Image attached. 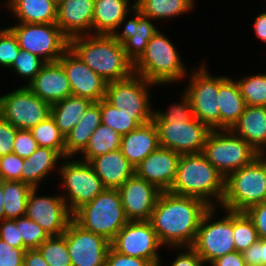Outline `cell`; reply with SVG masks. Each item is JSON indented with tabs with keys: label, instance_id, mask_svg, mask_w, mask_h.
I'll list each match as a JSON object with an SVG mask.
<instances>
[{
	"label": "cell",
	"instance_id": "37",
	"mask_svg": "<svg viewBox=\"0 0 266 266\" xmlns=\"http://www.w3.org/2000/svg\"><path fill=\"white\" fill-rule=\"evenodd\" d=\"M30 131L39 147L54 149L62 158H65V137L60 133L51 115L38 125L32 127Z\"/></svg>",
	"mask_w": 266,
	"mask_h": 266
},
{
	"label": "cell",
	"instance_id": "57",
	"mask_svg": "<svg viewBox=\"0 0 266 266\" xmlns=\"http://www.w3.org/2000/svg\"><path fill=\"white\" fill-rule=\"evenodd\" d=\"M4 197H3V180H0V223L5 219V212L3 209L4 205Z\"/></svg>",
	"mask_w": 266,
	"mask_h": 266
},
{
	"label": "cell",
	"instance_id": "38",
	"mask_svg": "<svg viewBox=\"0 0 266 266\" xmlns=\"http://www.w3.org/2000/svg\"><path fill=\"white\" fill-rule=\"evenodd\" d=\"M233 236L236 251L241 253L260 239L252 219L246 212L233 211Z\"/></svg>",
	"mask_w": 266,
	"mask_h": 266
},
{
	"label": "cell",
	"instance_id": "7",
	"mask_svg": "<svg viewBox=\"0 0 266 266\" xmlns=\"http://www.w3.org/2000/svg\"><path fill=\"white\" fill-rule=\"evenodd\" d=\"M202 154L224 178L250 164L260 155L230 129L212 130L206 139Z\"/></svg>",
	"mask_w": 266,
	"mask_h": 266
},
{
	"label": "cell",
	"instance_id": "8",
	"mask_svg": "<svg viewBox=\"0 0 266 266\" xmlns=\"http://www.w3.org/2000/svg\"><path fill=\"white\" fill-rule=\"evenodd\" d=\"M10 29L17 37L20 49L43 58L46 63L58 62L69 49V38L56 23H21Z\"/></svg>",
	"mask_w": 266,
	"mask_h": 266
},
{
	"label": "cell",
	"instance_id": "23",
	"mask_svg": "<svg viewBox=\"0 0 266 266\" xmlns=\"http://www.w3.org/2000/svg\"><path fill=\"white\" fill-rule=\"evenodd\" d=\"M95 0H59L57 3V21L61 31L70 39L88 35L92 29ZM87 30V31H86Z\"/></svg>",
	"mask_w": 266,
	"mask_h": 266
},
{
	"label": "cell",
	"instance_id": "6",
	"mask_svg": "<svg viewBox=\"0 0 266 266\" xmlns=\"http://www.w3.org/2000/svg\"><path fill=\"white\" fill-rule=\"evenodd\" d=\"M185 70L174 45L159 30L148 41L145 52L133 65V73L155 85L175 82L186 74Z\"/></svg>",
	"mask_w": 266,
	"mask_h": 266
},
{
	"label": "cell",
	"instance_id": "12",
	"mask_svg": "<svg viewBox=\"0 0 266 266\" xmlns=\"http://www.w3.org/2000/svg\"><path fill=\"white\" fill-rule=\"evenodd\" d=\"M186 91L193 109V115L211 130L220 129V110L217 94L219 77H213L203 65L193 72Z\"/></svg>",
	"mask_w": 266,
	"mask_h": 266
},
{
	"label": "cell",
	"instance_id": "29",
	"mask_svg": "<svg viewBox=\"0 0 266 266\" xmlns=\"http://www.w3.org/2000/svg\"><path fill=\"white\" fill-rule=\"evenodd\" d=\"M130 0H95L92 20L94 34L111 35L125 21Z\"/></svg>",
	"mask_w": 266,
	"mask_h": 266
},
{
	"label": "cell",
	"instance_id": "30",
	"mask_svg": "<svg viewBox=\"0 0 266 266\" xmlns=\"http://www.w3.org/2000/svg\"><path fill=\"white\" fill-rule=\"evenodd\" d=\"M61 155L54 149L39 147L28 157L24 158L21 169V182L32 188H37L47 174L55 168Z\"/></svg>",
	"mask_w": 266,
	"mask_h": 266
},
{
	"label": "cell",
	"instance_id": "31",
	"mask_svg": "<svg viewBox=\"0 0 266 266\" xmlns=\"http://www.w3.org/2000/svg\"><path fill=\"white\" fill-rule=\"evenodd\" d=\"M8 7L19 23H56L57 3L52 0H8Z\"/></svg>",
	"mask_w": 266,
	"mask_h": 266
},
{
	"label": "cell",
	"instance_id": "35",
	"mask_svg": "<svg viewBox=\"0 0 266 266\" xmlns=\"http://www.w3.org/2000/svg\"><path fill=\"white\" fill-rule=\"evenodd\" d=\"M32 187L21 181L3 180L5 219H17L25 216L27 198Z\"/></svg>",
	"mask_w": 266,
	"mask_h": 266
},
{
	"label": "cell",
	"instance_id": "41",
	"mask_svg": "<svg viewBox=\"0 0 266 266\" xmlns=\"http://www.w3.org/2000/svg\"><path fill=\"white\" fill-rule=\"evenodd\" d=\"M14 220L25 250L37 249L49 237L36 222L26 216Z\"/></svg>",
	"mask_w": 266,
	"mask_h": 266
},
{
	"label": "cell",
	"instance_id": "52",
	"mask_svg": "<svg viewBox=\"0 0 266 266\" xmlns=\"http://www.w3.org/2000/svg\"><path fill=\"white\" fill-rule=\"evenodd\" d=\"M252 219L260 239H266V201L250 207L246 211Z\"/></svg>",
	"mask_w": 266,
	"mask_h": 266
},
{
	"label": "cell",
	"instance_id": "50",
	"mask_svg": "<svg viewBox=\"0 0 266 266\" xmlns=\"http://www.w3.org/2000/svg\"><path fill=\"white\" fill-rule=\"evenodd\" d=\"M105 266H155L151 261L130 257L118 253L112 247L109 248Z\"/></svg>",
	"mask_w": 266,
	"mask_h": 266
},
{
	"label": "cell",
	"instance_id": "20",
	"mask_svg": "<svg viewBox=\"0 0 266 266\" xmlns=\"http://www.w3.org/2000/svg\"><path fill=\"white\" fill-rule=\"evenodd\" d=\"M180 154L159 146L134 168L135 175L155 185L160 191H169L176 177Z\"/></svg>",
	"mask_w": 266,
	"mask_h": 266
},
{
	"label": "cell",
	"instance_id": "54",
	"mask_svg": "<svg viewBox=\"0 0 266 266\" xmlns=\"http://www.w3.org/2000/svg\"><path fill=\"white\" fill-rule=\"evenodd\" d=\"M212 266H246L241 252L228 253L211 263Z\"/></svg>",
	"mask_w": 266,
	"mask_h": 266
},
{
	"label": "cell",
	"instance_id": "51",
	"mask_svg": "<svg viewBox=\"0 0 266 266\" xmlns=\"http://www.w3.org/2000/svg\"><path fill=\"white\" fill-rule=\"evenodd\" d=\"M0 239L14 248L24 249L23 240H20V232L16 227L15 220L4 219L0 223Z\"/></svg>",
	"mask_w": 266,
	"mask_h": 266
},
{
	"label": "cell",
	"instance_id": "44",
	"mask_svg": "<svg viewBox=\"0 0 266 266\" xmlns=\"http://www.w3.org/2000/svg\"><path fill=\"white\" fill-rule=\"evenodd\" d=\"M180 104H174L168 112H153V120H182L191 121L194 118L193 109L188 99V95L184 92Z\"/></svg>",
	"mask_w": 266,
	"mask_h": 266
},
{
	"label": "cell",
	"instance_id": "15",
	"mask_svg": "<svg viewBox=\"0 0 266 266\" xmlns=\"http://www.w3.org/2000/svg\"><path fill=\"white\" fill-rule=\"evenodd\" d=\"M161 246L150 221H129L111 241L118 253L151 261L155 266H160L157 250Z\"/></svg>",
	"mask_w": 266,
	"mask_h": 266
},
{
	"label": "cell",
	"instance_id": "33",
	"mask_svg": "<svg viewBox=\"0 0 266 266\" xmlns=\"http://www.w3.org/2000/svg\"><path fill=\"white\" fill-rule=\"evenodd\" d=\"M194 0H136L134 5L143 16L167 19L192 10ZM154 18V19H153Z\"/></svg>",
	"mask_w": 266,
	"mask_h": 266
},
{
	"label": "cell",
	"instance_id": "45",
	"mask_svg": "<svg viewBox=\"0 0 266 266\" xmlns=\"http://www.w3.org/2000/svg\"><path fill=\"white\" fill-rule=\"evenodd\" d=\"M24 158L11 153L0 157V180L21 181Z\"/></svg>",
	"mask_w": 266,
	"mask_h": 266
},
{
	"label": "cell",
	"instance_id": "39",
	"mask_svg": "<svg viewBox=\"0 0 266 266\" xmlns=\"http://www.w3.org/2000/svg\"><path fill=\"white\" fill-rule=\"evenodd\" d=\"M37 249L49 266H72L63 235L48 237Z\"/></svg>",
	"mask_w": 266,
	"mask_h": 266
},
{
	"label": "cell",
	"instance_id": "43",
	"mask_svg": "<svg viewBox=\"0 0 266 266\" xmlns=\"http://www.w3.org/2000/svg\"><path fill=\"white\" fill-rule=\"evenodd\" d=\"M20 52L17 37L8 27L0 30V64L11 67Z\"/></svg>",
	"mask_w": 266,
	"mask_h": 266
},
{
	"label": "cell",
	"instance_id": "40",
	"mask_svg": "<svg viewBox=\"0 0 266 266\" xmlns=\"http://www.w3.org/2000/svg\"><path fill=\"white\" fill-rule=\"evenodd\" d=\"M237 83L246 105L266 106V74L241 78Z\"/></svg>",
	"mask_w": 266,
	"mask_h": 266
},
{
	"label": "cell",
	"instance_id": "3",
	"mask_svg": "<svg viewBox=\"0 0 266 266\" xmlns=\"http://www.w3.org/2000/svg\"><path fill=\"white\" fill-rule=\"evenodd\" d=\"M224 190V176L202 153L180 156L176 177L169 190L171 193L195 197L210 207H215L210 199L215 198L216 202L221 203Z\"/></svg>",
	"mask_w": 266,
	"mask_h": 266
},
{
	"label": "cell",
	"instance_id": "58",
	"mask_svg": "<svg viewBox=\"0 0 266 266\" xmlns=\"http://www.w3.org/2000/svg\"><path fill=\"white\" fill-rule=\"evenodd\" d=\"M260 155H261L262 157H265L264 159H265V161H266V155H265V152H262Z\"/></svg>",
	"mask_w": 266,
	"mask_h": 266
},
{
	"label": "cell",
	"instance_id": "49",
	"mask_svg": "<svg viewBox=\"0 0 266 266\" xmlns=\"http://www.w3.org/2000/svg\"><path fill=\"white\" fill-rule=\"evenodd\" d=\"M17 130L0 115V157L13 153Z\"/></svg>",
	"mask_w": 266,
	"mask_h": 266
},
{
	"label": "cell",
	"instance_id": "9",
	"mask_svg": "<svg viewBox=\"0 0 266 266\" xmlns=\"http://www.w3.org/2000/svg\"><path fill=\"white\" fill-rule=\"evenodd\" d=\"M215 207H210L203 215L197 235L191 246L201 257L203 263L214 260L236 251L233 236V211L224 218L210 223Z\"/></svg>",
	"mask_w": 266,
	"mask_h": 266
},
{
	"label": "cell",
	"instance_id": "46",
	"mask_svg": "<svg viewBox=\"0 0 266 266\" xmlns=\"http://www.w3.org/2000/svg\"><path fill=\"white\" fill-rule=\"evenodd\" d=\"M37 148V141L33 138L30 130H17L13 146L14 154H17L21 158H28Z\"/></svg>",
	"mask_w": 266,
	"mask_h": 266
},
{
	"label": "cell",
	"instance_id": "10",
	"mask_svg": "<svg viewBox=\"0 0 266 266\" xmlns=\"http://www.w3.org/2000/svg\"><path fill=\"white\" fill-rule=\"evenodd\" d=\"M0 115L15 128L30 130L51 115V104L24 86L0 96Z\"/></svg>",
	"mask_w": 266,
	"mask_h": 266
},
{
	"label": "cell",
	"instance_id": "27",
	"mask_svg": "<svg viewBox=\"0 0 266 266\" xmlns=\"http://www.w3.org/2000/svg\"><path fill=\"white\" fill-rule=\"evenodd\" d=\"M217 99L220 110V130L231 129L246 107L238 83L225 76L219 77Z\"/></svg>",
	"mask_w": 266,
	"mask_h": 266
},
{
	"label": "cell",
	"instance_id": "47",
	"mask_svg": "<svg viewBox=\"0 0 266 266\" xmlns=\"http://www.w3.org/2000/svg\"><path fill=\"white\" fill-rule=\"evenodd\" d=\"M246 266H266V239H259L242 252Z\"/></svg>",
	"mask_w": 266,
	"mask_h": 266
},
{
	"label": "cell",
	"instance_id": "19",
	"mask_svg": "<svg viewBox=\"0 0 266 266\" xmlns=\"http://www.w3.org/2000/svg\"><path fill=\"white\" fill-rule=\"evenodd\" d=\"M122 206L129 221H149L162 191L135 174L119 188Z\"/></svg>",
	"mask_w": 266,
	"mask_h": 266
},
{
	"label": "cell",
	"instance_id": "53",
	"mask_svg": "<svg viewBox=\"0 0 266 266\" xmlns=\"http://www.w3.org/2000/svg\"><path fill=\"white\" fill-rule=\"evenodd\" d=\"M188 251L181 252L172 262L171 266H202L203 261L198 253L190 246L186 247Z\"/></svg>",
	"mask_w": 266,
	"mask_h": 266
},
{
	"label": "cell",
	"instance_id": "1",
	"mask_svg": "<svg viewBox=\"0 0 266 266\" xmlns=\"http://www.w3.org/2000/svg\"><path fill=\"white\" fill-rule=\"evenodd\" d=\"M209 208L201 199L163 191L149 221L161 245L182 249L193 245L200 221Z\"/></svg>",
	"mask_w": 266,
	"mask_h": 266
},
{
	"label": "cell",
	"instance_id": "25",
	"mask_svg": "<svg viewBox=\"0 0 266 266\" xmlns=\"http://www.w3.org/2000/svg\"><path fill=\"white\" fill-rule=\"evenodd\" d=\"M89 163L105 188L118 189L135 174L134 167L122 154L120 148L94 157Z\"/></svg>",
	"mask_w": 266,
	"mask_h": 266
},
{
	"label": "cell",
	"instance_id": "56",
	"mask_svg": "<svg viewBox=\"0 0 266 266\" xmlns=\"http://www.w3.org/2000/svg\"><path fill=\"white\" fill-rule=\"evenodd\" d=\"M254 26L257 38L266 42V12H263L256 17Z\"/></svg>",
	"mask_w": 266,
	"mask_h": 266
},
{
	"label": "cell",
	"instance_id": "34",
	"mask_svg": "<svg viewBox=\"0 0 266 266\" xmlns=\"http://www.w3.org/2000/svg\"><path fill=\"white\" fill-rule=\"evenodd\" d=\"M101 123L113 128L121 136L147 123L138 113H125L110 104L105 98L99 101Z\"/></svg>",
	"mask_w": 266,
	"mask_h": 266
},
{
	"label": "cell",
	"instance_id": "5",
	"mask_svg": "<svg viewBox=\"0 0 266 266\" xmlns=\"http://www.w3.org/2000/svg\"><path fill=\"white\" fill-rule=\"evenodd\" d=\"M72 219L82 228L112 241L129 222L118 189L105 188L91 202L78 208Z\"/></svg>",
	"mask_w": 266,
	"mask_h": 266
},
{
	"label": "cell",
	"instance_id": "2",
	"mask_svg": "<svg viewBox=\"0 0 266 266\" xmlns=\"http://www.w3.org/2000/svg\"><path fill=\"white\" fill-rule=\"evenodd\" d=\"M91 35V36H90ZM86 34L69 39V48L105 81H117L133 73V64L126 58L123 45L111 35Z\"/></svg>",
	"mask_w": 266,
	"mask_h": 266
},
{
	"label": "cell",
	"instance_id": "11",
	"mask_svg": "<svg viewBox=\"0 0 266 266\" xmlns=\"http://www.w3.org/2000/svg\"><path fill=\"white\" fill-rule=\"evenodd\" d=\"M162 147L180 155L202 153L206 139L212 131L197 118L191 121L153 120Z\"/></svg>",
	"mask_w": 266,
	"mask_h": 266
},
{
	"label": "cell",
	"instance_id": "36",
	"mask_svg": "<svg viewBox=\"0 0 266 266\" xmlns=\"http://www.w3.org/2000/svg\"><path fill=\"white\" fill-rule=\"evenodd\" d=\"M122 136L113 128L100 124L92 134L84 154V161L89 162L92 158L117 150L121 146Z\"/></svg>",
	"mask_w": 266,
	"mask_h": 266
},
{
	"label": "cell",
	"instance_id": "4",
	"mask_svg": "<svg viewBox=\"0 0 266 266\" xmlns=\"http://www.w3.org/2000/svg\"><path fill=\"white\" fill-rule=\"evenodd\" d=\"M266 201V161L261 155L225 178L221 205L225 210L246 212Z\"/></svg>",
	"mask_w": 266,
	"mask_h": 266
},
{
	"label": "cell",
	"instance_id": "22",
	"mask_svg": "<svg viewBox=\"0 0 266 266\" xmlns=\"http://www.w3.org/2000/svg\"><path fill=\"white\" fill-rule=\"evenodd\" d=\"M27 87L42 100L54 104L72 95L70 82L59 62L46 63Z\"/></svg>",
	"mask_w": 266,
	"mask_h": 266
},
{
	"label": "cell",
	"instance_id": "28",
	"mask_svg": "<svg viewBox=\"0 0 266 266\" xmlns=\"http://www.w3.org/2000/svg\"><path fill=\"white\" fill-rule=\"evenodd\" d=\"M101 124V110L99 101L93 102L65 137V158L83 153L87 148L94 131Z\"/></svg>",
	"mask_w": 266,
	"mask_h": 266
},
{
	"label": "cell",
	"instance_id": "32",
	"mask_svg": "<svg viewBox=\"0 0 266 266\" xmlns=\"http://www.w3.org/2000/svg\"><path fill=\"white\" fill-rule=\"evenodd\" d=\"M92 103L93 101L88 98L70 95L64 100L51 104V116L64 137L76 126Z\"/></svg>",
	"mask_w": 266,
	"mask_h": 266
},
{
	"label": "cell",
	"instance_id": "55",
	"mask_svg": "<svg viewBox=\"0 0 266 266\" xmlns=\"http://www.w3.org/2000/svg\"><path fill=\"white\" fill-rule=\"evenodd\" d=\"M23 266H49L38 249L25 251Z\"/></svg>",
	"mask_w": 266,
	"mask_h": 266
},
{
	"label": "cell",
	"instance_id": "13",
	"mask_svg": "<svg viewBox=\"0 0 266 266\" xmlns=\"http://www.w3.org/2000/svg\"><path fill=\"white\" fill-rule=\"evenodd\" d=\"M150 85L155 84L132 73L125 79L108 82L105 99L122 112L138 113L148 123L153 120L154 112L149 103Z\"/></svg>",
	"mask_w": 266,
	"mask_h": 266
},
{
	"label": "cell",
	"instance_id": "16",
	"mask_svg": "<svg viewBox=\"0 0 266 266\" xmlns=\"http://www.w3.org/2000/svg\"><path fill=\"white\" fill-rule=\"evenodd\" d=\"M63 236L71 257L72 266H105L111 242L78 225L73 219Z\"/></svg>",
	"mask_w": 266,
	"mask_h": 266
},
{
	"label": "cell",
	"instance_id": "17",
	"mask_svg": "<svg viewBox=\"0 0 266 266\" xmlns=\"http://www.w3.org/2000/svg\"><path fill=\"white\" fill-rule=\"evenodd\" d=\"M36 190L32 188L28 195L25 216L36 222L49 237L63 235L72 220L65 200L61 195L37 197Z\"/></svg>",
	"mask_w": 266,
	"mask_h": 266
},
{
	"label": "cell",
	"instance_id": "26",
	"mask_svg": "<svg viewBox=\"0 0 266 266\" xmlns=\"http://www.w3.org/2000/svg\"><path fill=\"white\" fill-rule=\"evenodd\" d=\"M243 138L259 154L266 148V106L246 105L244 112L230 129Z\"/></svg>",
	"mask_w": 266,
	"mask_h": 266
},
{
	"label": "cell",
	"instance_id": "18",
	"mask_svg": "<svg viewBox=\"0 0 266 266\" xmlns=\"http://www.w3.org/2000/svg\"><path fill=\"white\" fill-rule=\"evenodd\" d=\"M58 62L70 82L72 95L98 102L105 98L107 81L92 71L70 48Z\"/></svg>",
	"mask_w": 266,
	"mask_h": 266
},
{
	"label": "cell",
	"instance_id": "48",
	"mask_svg": "<svg viewBox=\"0 0 266 266\" xmlns=\"http://www.w3.org/2000/svg\"><path fill=\"white\" fill-rule=\"evenodd\" d=\"M25 251L0 239V266H23Z\"/></svg>",
	"mask_w": 266,
	"mask_h": 266
},
{
	"label": "cell",
	"instance_id": "21",
	"mask_svg": "<svg viewBox=\"0 0 266 266\" xmlns=\"http://www.w3.org/2000/svg\"><path fill=\"white\" fill-rule=\"evenodd\" d=\"M135 19L127 21L123 32L114 31L111 36L123 45L126 58L134 65L146 50L148 41L158 31L150 22L149 17L143 16L135 5L132 6Z\"/></svg>",
	"mask_w": 266,
	"mask_h": 266
},
{
	"label": "cell",
	"instance_id": "42",
	"mask_svg": "<svg viewBox=\"0 0 266 266\" xmlns=\"http://www.w3.org/2000/svg\"><path fill=\"white\" fill-rule=\"evenodd\" d=\"M45 64L46 62L39 56L20 49L18 56L10 68L13 67L18 75L25 78L28 77L30 83Z\"/></svg>",
	"mask_w": 266,
	"mask_h": 266
},
{
	"label": "cell",
	"instance_id": "24",
	"mask_svg": "<svg viewBox=\"0 0 266 266\" xmlns=\"http://www.w3.org/2000/svg\"><path fill=\"white\" fill-rule=\"evenodd\" d=\"M159 137L153 120L138 126L121 138V152L135 168L158 147Z\"/></svg>",
	"mask_w": 266,
	"mask_h": 266
},
{
	"label": "cell",
	"instance_id": "14",
	"mask_svg": "<svg viewBox=\"0 0 266 266\" xmlns=\"http://www.w3.org/2000/svg\"><path fill=\"white\" fill-rule=\"evenodd\" d=\"M60 172L68 198L64 195L62 197L67 205L70 202L68 209L72 214L82 205L91 202L105 189L89 162L67 161L61 165Z\"/></svg>",
	"mask_w": 266,
	"mask_h": 266
}]
</instances>
